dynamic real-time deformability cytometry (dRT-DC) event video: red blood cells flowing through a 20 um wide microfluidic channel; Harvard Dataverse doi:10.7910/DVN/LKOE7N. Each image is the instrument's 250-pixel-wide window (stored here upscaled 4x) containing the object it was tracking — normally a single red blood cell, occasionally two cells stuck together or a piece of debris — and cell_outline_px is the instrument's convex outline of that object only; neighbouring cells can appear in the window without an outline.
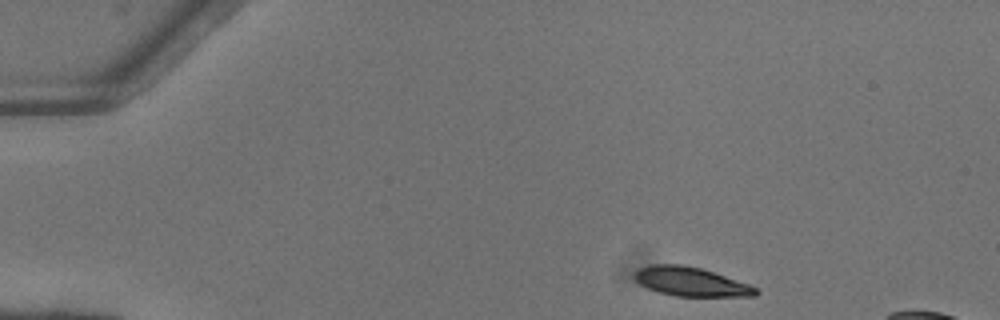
{"species": "common noctule bat (a hibernating species)", "species_latin": "Nyctalus noctula", "temperature_condition": "warm", "stored_images_in_passage": 10, "camera_frame_rate_fps": 3000, "um_per_image_px": 0.085, "animal": {"sex": "female"}, "frame": {"image": 1, "passage_image": 1, "time_ms": 0.0, "image_size_px": [1000, 320], "cell_outline_px": [[760, 292], [756, 296], [676, 296], [660, 292], [648, 288], [640, 284], [632, 276], [640, 268], [652, 264], [680, 264], [700, 268], [748, 284], [756, 288]], "centroid_in_image_um": [58.71, 23.94], "position_along_channel_um": 26.3, "area_um2": 20.17}}